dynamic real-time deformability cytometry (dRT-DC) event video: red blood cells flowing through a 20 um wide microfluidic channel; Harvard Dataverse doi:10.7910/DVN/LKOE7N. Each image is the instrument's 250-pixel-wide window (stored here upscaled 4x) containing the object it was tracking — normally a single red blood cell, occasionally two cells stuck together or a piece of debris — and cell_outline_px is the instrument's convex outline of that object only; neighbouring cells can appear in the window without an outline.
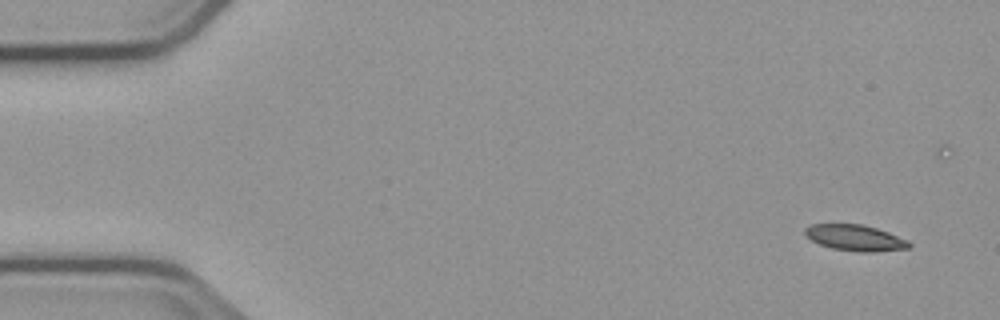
{"species": "common noctule bat (a hibernating species)", "species_latin": "Nyctalus noctula", "temperature_condition": "cold", "stored_images_in_passage": 15, "camera_frame_rate_fps": 3000, "um_per_image_px": 0.085, "animal": {"sex": "male", "body_mass_g": 23.1, "forearm_length_mm": 52.7}, "frame": {"image": 1, "passage_image": 1, "time_ms": 0.0, "image_size_px": [1000, 320], "cell_outline_px": [[912, 244], [908, 248], [872, 252], [860, 252], [832, 248], [820, 244], [804, 236], [804, 228], [808, 224], [864, 224], [888, 232], [908, 240]], "centroid_in_image_um": [72.66, 20.2], "position_along_channel_um": 12.3, "area_um2": 15.84}}